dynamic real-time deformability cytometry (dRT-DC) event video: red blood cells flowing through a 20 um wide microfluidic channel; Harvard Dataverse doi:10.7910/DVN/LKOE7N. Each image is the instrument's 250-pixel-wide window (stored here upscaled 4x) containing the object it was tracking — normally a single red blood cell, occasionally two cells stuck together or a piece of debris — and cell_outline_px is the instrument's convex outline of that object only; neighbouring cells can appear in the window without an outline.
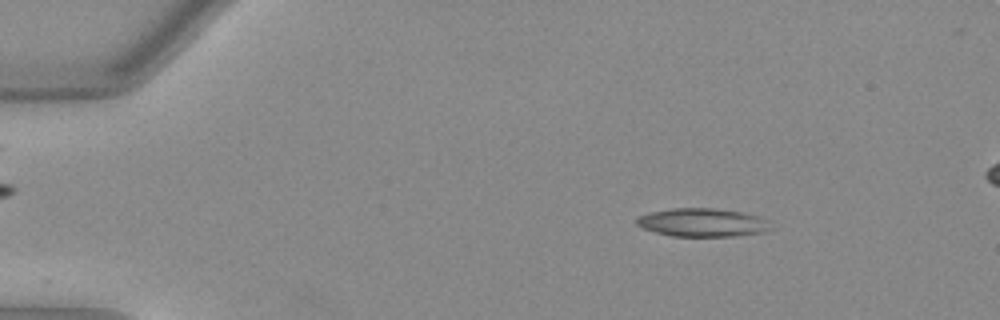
{"species": "Egyptian fruit bat (a non-hibernating species)", "species_latin": "Rousettus aegyptiacus", "temperature_condition": "warm", "stored_images_in_passage": 3, "camera_frame_rate_fps": 3000, "um_per_image_px": 0.085, "animal": {"sex": "female"}, "frame": {"image": 1, "passage_image": 1, "time_ms": 0.0, "image_size_px": [1000, 320], "cell_outline_px": [[772, 228], [764, 232], [736, 236], [672, 236], [656, 232], [644, 228], [636, 224], [636, 220], [640, 216], [652, 212], [672, 208], [712, 208], [744, 212], [760, 216], [768, 220]], "centroid_in_image_um": [59.77, 18.91], "position_along_channel_um": 25.2, "area_um2": 22.14}}